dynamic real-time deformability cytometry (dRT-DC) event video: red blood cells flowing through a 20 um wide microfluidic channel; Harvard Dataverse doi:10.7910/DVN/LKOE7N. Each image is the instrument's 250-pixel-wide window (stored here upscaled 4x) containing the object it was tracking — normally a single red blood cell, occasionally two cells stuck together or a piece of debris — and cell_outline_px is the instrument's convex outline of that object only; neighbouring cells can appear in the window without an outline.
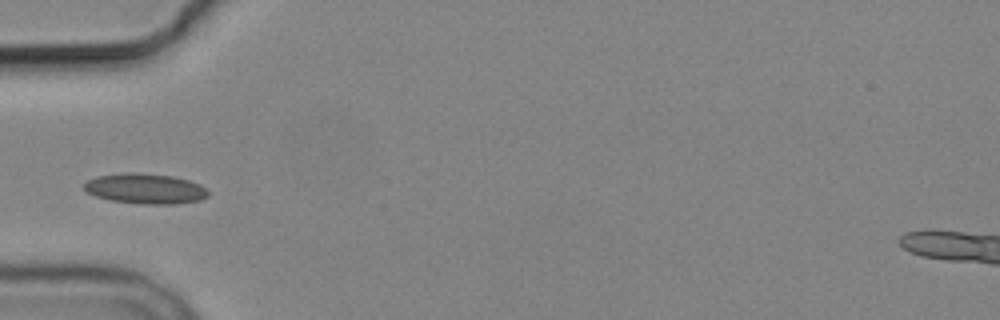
{"species": "common noctule bat (a hibernating species)", "species_latin": "Nyctalus noctula", "temperature_condition": "cold", "stored_images_in_passage": 4, "camera_frame_rate_fps": 3000, "um_per_image_px": 0.085, "animal": {"sex": "male", "body_mass_g": 19.2, "forearm_length_mm": 51.8}, "frame": {"image": 1, "passage_image": 4, "time_ms": 4.333, "image_size_px": [1000, 320], "cell_outline_px": [[208, 196], [200, 200], [176, 204], [144, 204], [108, 200], [96, 196], [88, 192], [84, 188], [84, 184], [88, 180], [100, 176], [128, 172], [172, 176], [188, 180], [200, 184], [208, 192]], "centroid_in_image_um": [12.36, 16.05], "position_along_channel_um": 72.6, "area_um2": 21.62}}